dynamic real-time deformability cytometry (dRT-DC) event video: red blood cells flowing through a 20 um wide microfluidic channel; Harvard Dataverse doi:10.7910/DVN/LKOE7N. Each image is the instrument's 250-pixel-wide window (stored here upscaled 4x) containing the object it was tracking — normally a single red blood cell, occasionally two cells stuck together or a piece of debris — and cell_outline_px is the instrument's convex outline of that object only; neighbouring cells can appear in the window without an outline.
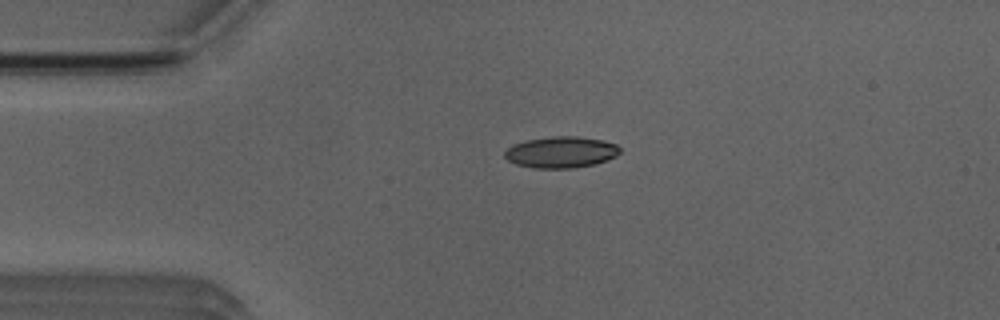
{"species": "Egyptian fruit bat (a non-hibernating species)", "species_latin": "Rousettus aegyptiacus", "temperature_condition": "room temperature", "stored_images_in_passage": 3, "camera_frame_rate_fps": 3000, "um_per_image_px": 0.085, "animal": {"sex": "male"}, "frame": {"image": 1, "passage_image": 1, "time_ms": 0.0, "image_size_px": [1000, 320], "cell_outline_px": [[620, 152], [616, 156], [596, 164], [572, 168], [532, 168], [516, 164], [508, 160], [504, 156], [504, 152], [508, 148], [524, 140], [552, 136], [576, 136], [600, 140], [616, 144], [620, 148]], "centroid_in_image_um": [47.68, 12.94], "position_along_channel_um": 37.3, "area_um2": 20.98}}